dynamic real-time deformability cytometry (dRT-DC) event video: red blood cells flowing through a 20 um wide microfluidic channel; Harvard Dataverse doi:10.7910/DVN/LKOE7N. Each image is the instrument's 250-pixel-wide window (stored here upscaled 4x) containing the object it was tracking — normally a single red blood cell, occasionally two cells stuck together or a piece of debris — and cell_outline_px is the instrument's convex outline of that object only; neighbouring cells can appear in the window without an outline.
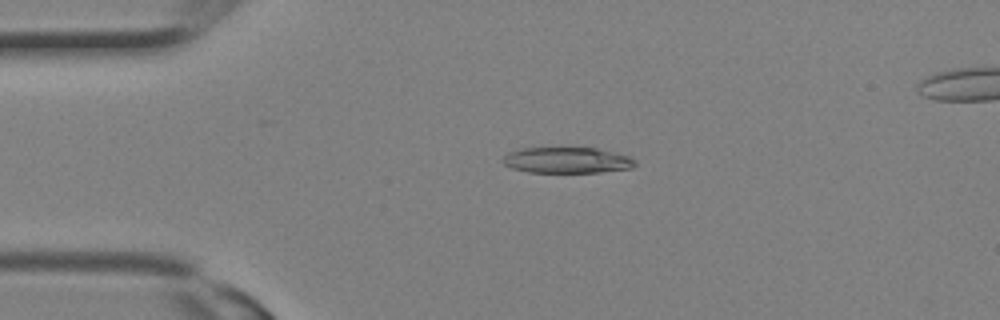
{"species": "Egyptian fruit bat (a non-hibernating species)", "species_latin": "Rousettus aegyptiacus", "temperature_condition": "room temperature", "stored_images_in_passage": 11, "camera_frame_rate_fps": 3000, "um_per_image_px": 0.085, "animal": {"sex": "female"}, "frame": {"image": 1, "passage_image": 7, "time_ms": 2.0, "image_size_px": [1000, 320], "cell_outline_px": [[636, 164], [632, 168], [600, 172], [528, 172], [512, 168], [504, 164], [500, 160], [508, 152], [520, 148], [596, 148], [628, 156], [636, 160]], "centroid_in_image_um": [48.16, 13.62], "position_along_channel_um": 36.8, "area_um2": 19.94}}
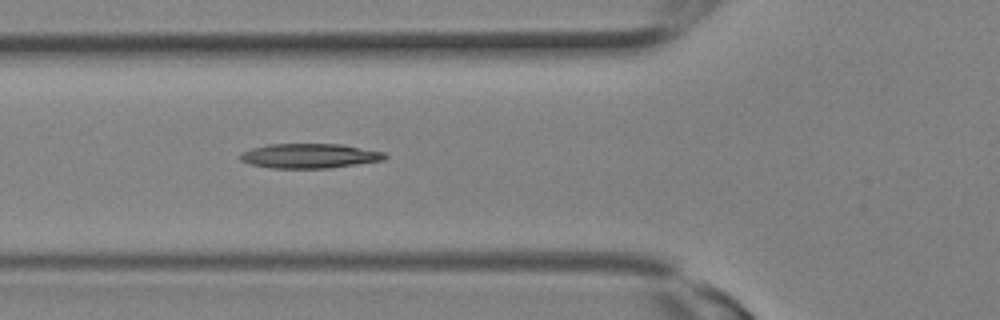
{"frame": {"image": 2, "passage_image": 11, "time_ms": 3.333, "image_size_px": [1000, 320], "cell_outline_px": [[388, 156], [384, 160], [328, 168], [272, 168], [252, 164], [240, 160], [240, 156], [244, 152], [252, 148], [268, 144], [340, 144], [384, 152]], "centroid_in_image_um": [26.33, 13.25], "position_along_channel_um": 99.5, "area_um2": 20.52}}